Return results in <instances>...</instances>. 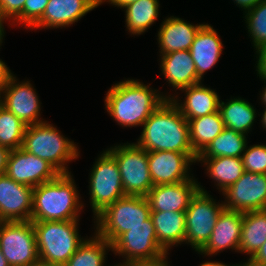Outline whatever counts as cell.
<instances>
[{"instance_id": "cell-12", "label": "cell", "mask_w": 266, "mask_h": 266, "mask_svg": "<svg viewBox=\"0 0 266 266\" xmlns=\"http://www.w3.org/2000/svg\"><path fill=\"white\" fill-rule=\"evenodd\" d=\"M222 194L226 209L241 212L266 210V174L244 171Z\"/></svg>"}, {"instance_id": "cell-28", "label": "cell", "mask_w": 266, "mask_h": 266, "mask_svg": "<svg viewBox=\"0 0 266 266\" xmlns=\"http://www.w3.org/2000/svg\"><path fill=\"white\" fill-rule=\"evenodd\" d=\"M187 121L191 147L197 156L225 129L219 111Z\"/></svg>"}, {"instance_id": "cell-7", "label": "cell", "mask_w": 266, "mask_h": 266, "mask_svg": "<svg viewBox=\"0 0 266 266\" xmlns=\"http://www.w3.org/2000/svg\"><path fill=\"white\" fill-rule=\"evenodd\" d=\"M224 208L223 201L216 202L199 184V190L191 198L185 211V244L199 252L210 239L217 218Z\"/></svg>"}, {"instance_id": "cell-23", "label": "cell", "mask_w": 266, "mask_h": 266, "mask_svg": "<svg viewBox=\"0 0 266 266\" xmlns=\"http://www.w3.org/2000/svg\"><path fill=\"white\" fill-rule=\"evenodd\" d=\"M189 51L197 76L202 80L204 73L218 63L223 51V43L213 26L206 23L199 29Z\"/></svg>"}, {"instance_id": "cell-32", "label": "cell", "mask_w": 266, "mask_h": 266, "mask_svg": "<svg viewBox=\"0 0 266 266\" xmlns=\"http://www.w3.org/2000/svg\"><path fill=\"white\" fill-rule=\"evenodd\" d=\"M26 127L12 112L0 107V145L10 150L22 147Z\"/></svg>"}, {"instance_id": "cell-42", "label": "cell", "mask_w": 266, "mask_h": 266, "mask_svg": "<svg viewBox=\"0 0 266 266\" xmlns=\"http://www.w3.org/2000/svg\"><path fill=\"white\" fill-rule=\"evenodd\" d=\"M236 6H239L244 12L252 9L256 6L259 2L263 0H233Z\"/></svg>"}, {"instance_id": "cell-41", "label": "cell", "mask_w": 266, "mask_h": 266, "mask_svg": "<svg viewBox=\"0 0 266 266\" xmlns=\"http://www.w3.org/2000/svg\"><path fill=\"white\" fill-rule=\"evenodd\" d=\"M10 149L0 145V175L5 174Z\"/></svg>"}, {"instance_id": "cell-47", "label": "cell", "mask_w": 266, "mask_h": 266, "mask_svg": "<svg viewBox=\"0 0 266 266\" xmlns=\"http://www.w3.org/2000/svg\"><path fill=\"white\" fill-rule=\"evenodd\" d=\"M5 21L0 17V47L2 46V42H3V37L5 35V28H4V23Z\"/></svg>"}, {"instance_id": "cell-30", "label": "cell", "mask_w": 266, "mask_h": 266, "mask_svg": "<svg viewBox=\"0 0 266 266\" xmlns=\"http://www.w3.org/2000/svg\"><path fill=\"white\" fill-rule=\"evenodd\" d=\"M108 250L112 251V244L95 232L79 245L64 266H104Z\"/></svg>"}, {"instance_id": "cell-36", "label": "cell", "mask_w": 266, "mask_h": 266, "mask_svg": "<svg viewBox=\"0 0 266 266\" xmlns=\"http://www.w3.org/2000/svg\"><path fill=\"white\" fill-rule=\"evenodd\" d=\"M26 0H0V17L11 23L22 13Z\"/></svg>"}, {"instance_id": "cell-45", "label": "cell", "mask_w": 266, "mask_h": 266, "mask_svg": "<svg viewBox=\"0 0 266 266\" xmlns=\"http://www.w3.org/2000/svg\"><path fill=\"white\" fill-rule=\"evenodd\" d=\"M27 266H59V265L51 264L50 262L38 258L36 261L28 264Z\"/></svg>"}, {"instance_id": "cell-39", "label": "cell", "mask_w": 266, "mask_h": 266, "mask_svg": "<svg viewBox=\"0 0 266 266\" xmlns=\"http://www.w3.org/2000/svg\"><path fill=\"white\" fill-rule=\"evenodd\" d=\"M248 260L254 265L266 266V241L251 258H248Z\"/></svg>"}, {"instance_id": "cell-40", "label": "cell", "mask_w": 266, "mask_h": 266, "mask_svg": "<svg viewBox=\"0 0 266 266\" xmlns=\"http://www.w3.org/2000/svg\"><path fill=\"white\" fill-rule=\"evenodd\" d=\"M13 75L9 67L5 64V62L0 59V88H2L9 78Z\"/></svg>"}, {"instance_id": "cell-11", "label": "cell", "mask_w": 266, "mask_h": 266, "mask_svg": "<svg viewBox=\"0 0 266 266\" xmlns=\"http://www.w3.org/2000/svg\"><path fill=\"white\" fill-rule=\"evenodd\" d=\"M112 252L122 256V264L155 260L168 253L157 240L154 225H137L121 234L112 243Z\"/></svg>"}, {"instance_id": "cell-31", "label": "cell", "mask_w": 266, "mask_h": 266, "mask_svg": "<svg viewBox=\"0 0 266 266\" xmlns=\"http://www.w3.org/2000/svg\"><path fill=\"white\" fill-rule=\"evenodd\" d=\"M246 136L248 135L225 128L198 158L241 157L248 143Z\"/></svg>"}, {"instance_id": "cell-18", "label": "cell", "mask_w": 266, "mask_h": 266, "mask_svg": "<svg viewBox=\"0 0 266 266\" xmlns=\"http://www.w3.org/2000/svg\"><path fill=\"white\" fill-rule=\"evenodd\" d=\"M243 212L224 208L217 218L210 239L198 254L217 255L225 249L239 252Z\"/></svg>"}, {"instance_id": "cell-24", "label": "cell", "mask_w": 266, "mask_h": 266, "mask_svg": "<svg viewBox=\"0 0 266 266\" xmlns=\"http://www.w3.org/2000/svg\"><path fill=\"white\" fill-rule=\"evenodd\" d=\"M158 243L168 252L171 247L185 244V212L151 211Z\"/></svg>"}, {"instance_id": "cell-10", "label": "cell", "mask_w": 266, "mask_h": 266, "mask_svg": "<svg viewBox=\"0 0 266 266\" xmlns=\"http://www.w3.org/2000/svg\"><path fill=\"white\" fill-rule=\"evenodd\" d=\"M0 249L9 266H27L38 257L31 220L0 222Z\"/></svg>"}, {"instance_id": "cell-8", "label": "cell", "mask_w": 266, "mask_h": 266, "mask_svg": "<svg viewBox=\"0 0 266 266\" xmlns=\"http://www.w3.org/2000/svg\"><path fill=\"white\" fill-rule=\"evenodd\" d=\"M89 178L90 207L94 218L107 206L126 196L115 158L103 151L95 160Z\"/></svg>"}, {"instance_id": "cell-37", "label": "cell", "mask_w": 266, "mask_h": 266, "mask_svg": "<svg viewBox=\"0 0 266 266\" xmlns=\"http://www.w3.org/2000/svg\"><path fill=\"white\" fill-rule=\"evenodd\" d=\"M167 254H164L162 257L155 259V260H143V261H132L125 264L118 263V265L122 266H170L169 262L167 261Z\"/></svg>"}, {"instance_id": "cell-26", "label": "cell", "mask_w": 266, "mask_h": 266, "mask_svg": "<svg viewBox=\"0 0 266 266\" xmlns=\"http://www.w3.org/2000/svg\"><path fill=\"white\" fill-rule=\"evenodd\" d=\"M196 162L204 164L207 174L216 183L219 192H224L244 173L241 157L197 158Z\"/></svg>"}, {"instance_id": "cell-4", "label": "cell", "mask_w": 266, "mask_h": 266, "mask_svg": "<svg viewBox=\"0 0 266 266\" xmlns=\"http://www.w3.org/2000/svg\"><path fill=\"white\" fill-rule=\"evenodd\" d=\"M46 122L26 127L22 148L46 160L60 174H69L67 163L79 157L78 145L63 136L56 126Z\"/></svg>"}, {"instance_id": "cell-19", "label": "cell", "mask_w": 266, "mask_h": 266, "mask_svg": "<svg viewBox=\"0 0 266 266\" xmlns=\"http://www.w3.org/2000/svg\"><path fill=\"white\" fill-rule=\"evenodd\" d=\"M99 6V0H49L42 17L30 28L69 27Z\"/></svg>"}, {"instance_id": "cell-1", "label": "cell", "mask_w": 266, "mask_h": 266, "mask_svg": "<svg viewBox=\"0 0 266 266\" xmlns=\"http://www.w3.org/2000/svg\"><path fill=\"white\" fill-rule=\"evenodd\" d=\"M150 87L135 79L115 83L106 93L105 109L122 127L142 126L171 96Z\"/></svg>"}, {"instance_id": "cell-20", "label": "cell", "mask_w": 266, "mask_h": 266, "mask_svg": "<svg viewBox=\"0 0 266 266\" xmlns=\"http://www.w3.org/2000/svg\"><path fill=\"white\" fill-rule=\"evenodd\" d=\"M181 91L185 93L183 102L178 95L170 96V100L186 119H194L219 111L220 96L214 89L204 86L202 82Z\"/></svg>"}, {"instance_id": "cell-29", "label": "cell", "mask_w": 266, "mask_h": 266, "mask_svg": "<svg viewBox=\"0 0 266 266\" xmlns=\"http://www.w3.org/2000/svg\"><path fill=\"white\" fill-rule=\"evenodd\" d=\"M159 0H138L125 6L126 28L131 35H141L159 16Z\"/></svg>"}, {"instance_id": "cell-13", "label": "cell", "mask_w": 266, "mask_h": 266, "mask_svg": "<svg viewBox=\"0 0 266 266\" xmlns=\"http://www.w3.org/2000/svg\"><path fill=\"white\" fill-rule=\"evenodd\" d=\"M147 155L154 186L190 180V166L198 158L194 152L147 151Z\"/></svg>"}, {"instance_id": "cell-44", "label": "cell", "mask_w": 266, "mask_h": 266, "mask_svg": "<svg viewBox=\"0 0 266 266\" xmlns=\"http://www.w3.org/2000/svg\"><path fill=\"white\" fill-rule=\"evenodd\" d=\"M199 266H242V263L240 264H232V265H227L225 263H222V262H217V261H206L204 263H201Z\"/></svg>"}, {"instance_id": "cell-46", "label": "cell", "mask_w": 266, "mask_h": 266, "mask_svg": "<svg viewBox=\"0 0 266 266\" xmlns=\"http://www.w3.org/2000/svg\"><path fill=\"white\" fill-rule=\"evenodd\" d=\"M259 78H261L260 80L264 81V83H266V78L259 76ZM265 87H263L262 93H260V100L262 102V104L264 106H266V85H264Z\"/></svg>"}, {"instance_id": "cell-38", "label": "cell", "mask_w": 266, "mask_h": 266, "mask_svg": "<svg viewBox=\"0 0 266 266\" xmlns=\"http://www.w3.org/2000/svg\"><path fill=\"white\" fill-rule=\"evenodd\" d=\"M256 53L257 65L255 67L257 71V76H262L266 78V45L256 50Z\"/></svg>"}, {"instance_id": "cell-35", "label": "cell", "mask_w": 266, "mask_h": 266, "mask_svg": "<svg viewBox=\"0 0 266 266\" xmlns=\"http://www.w3.org/2000/svg\"><path fill=\"white\" fill-rule=\"evenodd\" d=\"M49 0H26L22 13L12 22L30 29L43 15Z\"/></svg>"}, {"instance_id": "cell-49", "label": "cell", "mask_w": 266, "mask_h": 266, "mask_svg": "<svg viewBox=\"0 0 266 266\" xmlns=\"http://www.w3.org/2000/svg\"><path fill=\"white\" fill-rule=\"evenodd\" d=\"M0 266H9L7 260L5 259L3 253L1 252V249H0Z\"/></svg>"}, {"instance_id": "cell-27", "label": "cell", "mask_w": 266, "mask_h": 266, "mask_svg": "<svg viewBox=\"0 0 266 266\" xmlns=\"http://www.w3.org/2000/svg\"><path fill=\"white\" fill-rule=\"evenodd\" d=\"M266 241V210L243 212L239 253L251 258Z\"/></svg>"}, {"instance_id": "cell-25", "label": "cell", "mask_w": 266, "mask_h": 266, "mask_svg": "<svg viewBox=\"0 0 266 266\" xmlns=\"http://www.w3.org/2000/svg\"><path fill=\"white\" fill-rule=\"evenodd\" d=\"M227 101L220 100L219 104V112L225 128L247 135L256 120V108L246 99L240 97H231Z\"/></svg>"}, {"instance_id": "cell-48", "label": "cell", "mask_w": 266, "mask_h": 266, "mask_svg": "<svg viewBox=\"0 0 266 266\" xmlns=\"http://www.w3.org/2000/svg\"><path fill=\"white\" fill-rule=\"evenodd\" d=\"M264 108L263 113H261L262 117L260 123H262V127L266 130V106Z\"/></svg>"}, {"instance_id": "cell-22", "label": "cell", "mask_w": 266, "mask_h": 266, "mask_svg": "<svg viewBox=\"0 0 266 266\" xmlns=\"http://www.w3.org/2000/svg\"><path fill=\"white\" fill-rule=\"evenodd\" d=\"M160 69L169 86L182 90L202 82L198 76L189 50L160 54Z\"/></svg>"}, {"instance_id": "cell-21", "label": "cell", "mask_w": 266, "mask_h": 266, "mask_svg": "<svg viewBox=\"0 0 266 266\" xmlns=\"http://www.w3.org/2000/svg\"><path fill=\"white\" fill-rule=\"evenodd\" d=\"M203 24H190L183 18L170 16L162 22L158 31L160 54L190 50V47Z\"/></svg>"}, {"instance_id": "cell-33", "label": "cell", "mask_w": 266, "mask_h": 266, "mask_svg": "<svg viewBox=\"0 0 266 266\" xmlns=\"http://www.w3.org/2000/svg\"><path fill=\"white\" fill-rule=\"evenodd\" d=\"M245 23L255 50L266 45V0L244 12Z\"/></svg>"}, {"instance_id": "cell-16", "label": "cell", "mask_w": 266, "mask_h": 266, "mask_svg": "<svg viewBox=\"0 0 266 266\" xmlns=\"http://www.w3.org/2000/svg\"><path fill=\"white\" fill-rule=\"evenodd\" d=\"M33 187L0 175V222L31 220Z\"/></svg>"}, {"instance_id": "cell-17", "label": "cell", "mask_w": 266, "mask_h": 266, "mask_svg": "<svg viewBox=\"0 0 266 266\" xmlns=\"http://www.w3.org/2000/svg\"><path fill=\"white\" fill-rule=\"evenodd\" d=\"M198 190L199 183L192 177L187 181L153 186L145 197L151 211L185 212Z\"/></svg>"}, {"instance_id": "cell-34", "label": "cell", "mask_w": 266, "mask_h": 266, "mask_svg": "<svg viewBox=\"0 0 266 266\" xmlns=\"http://www.w3.org/2000/svg\"><path fill=\"white\" fill-rule=\"evenodd\" d=\"M244 171L266 174V144H255L245 147L241 156Z\"/></svg>"}, {"instance_id": "cell-3", "label": "cell", "mask_w": 266, "mask_h": 266, "mask_svg": "<svg viewBox=\"0 0 266 266\" xmlns=\"http://www.w3.org/2000/svg\"><path fill=\"white\" fill-rule=\"evenodd\" d=\"M72 176L59 174L33 188L32 222L79 220L84 204Z\"/></svg>"}, {"instance_id": "cell-9", "label": "cell", "mask_w": 266, "mask_h": 266, "mask_svg": "<svg viewBox=\"0 0 266 266\" xmlns=\"http://www.w3.org/2000/svg\"><path fill=\"white\" fill-rule=\"evenodd\" d=\"M107 151L119 166L125 195L145 197L154 186L150 177L147 151L128 142L110 147Z\"/></svg>"}, {"instance_id": "cell-15", "label": "cell", "mask_w": 266, "mask_h": 266, "mask_svg": "<svg viewBox=\"0 0 266 266\" xmlns=\"http://www.w3.org/2000/svg\"><path fill=\"white\" fill-rule=\"evenodd\" d=\"M5 174L16 182L34 188L54 180L60 173L46 160L20 147L10 151Z\"/></svg>"}, {"instance_id": "cell-51", "label": "cell", "mask_w": 266, "mask_h": 266, "mask_svg": "<svg viewBox=\"0 0 266 266\" xmlns=\"http://www.w3.org/2000/svg\"><path fill=\"white\" fill-rule=\"evenodd\" d=\"M2 90H1V88H0V107L2 106Z\"/></svg>"}, {"instance_id": "cell-6", "label": "cell", "mask_w": 266, "mask_h": 266, "mask_svg": "<svg viewBox=\"0 0 266 266\" xmlns=\"http://www.w3.org/2000/svg\"><path fill=\"white\" fill-rule=\"evenodd\" d=\"M79 220L32 222L36 234L38 257L64 266L85 240L79 235Z\"/></svg>"}, {"instance_id": "cell-43", "label": "cell", "mask_w": 266, "mask_h": 266, "mask_svg": "<svg viewBox=\"0 0 266 266\" xmlns=\"http://www.w3.org/2000/svg\"><path fill=\"white\" fill-rule=\"evenodd\" d=\"M138 0H99V5H101L104 2H108L113 6L120 7V9L124 8L130 3L136 2Z\"/></svg>"}, {"instance_id": "cell-50", "label": "cell", "mask_w": 266, "mask_h": 266, "mask_svg": "<svg viewBox=\"0 0 266 266\" xmlns=\"http://www.w3.org/2000/svg\"><path fill=\"white\" fill-rule=\"evenodd\" d=\"M242 266H257V265H254L249 260H246V262L242 263Z\"/></svg>"}, {"instance_id": "cell-5", "label": "cell", "mask_w": 266, "mask_h": 266, "mask_svg": "<svg viewBox=\"0 0 266 266\" xmlns=\"http://www.w3.org/2000/svg\"><path fill=\"white\" fill-rule=\"evenodd\" d=\"M151 209L144 196L126 195L107 206L94 220L95 232L112 244L137 225H153Z\"/></svg>"}, {"instance_id": "cell-14", "label": "cell", "mask_w": 266, "mask_h": 266, "mask_svg": "<svg viewBox=\"0 0 266 266\" xmlns=\"http://www.w3.org/2000/svg\"><path fill=\"white\" fill-rule=\"evenodd\" d=\"M1 90L2 106L12 112L26 126L45 122L39 117L41 116V103L30 81L20 82L13 74Z\"/></svg>"}, {"instance_id": "cell-2", "label": "cell", "mask_w": 266, "mask_h": 266, "mask_svg": "<svg viewBox=\"0 0 266 266\" xmlns=\"http://www.w3.org/2000/svg\"><path fill=\"white\" fill-rule=\"evenodd\" d=\"M135 143L146 151L194 152L189 123L171 100L162 103L144 122Z\"/></svg>"}]
</instances>
